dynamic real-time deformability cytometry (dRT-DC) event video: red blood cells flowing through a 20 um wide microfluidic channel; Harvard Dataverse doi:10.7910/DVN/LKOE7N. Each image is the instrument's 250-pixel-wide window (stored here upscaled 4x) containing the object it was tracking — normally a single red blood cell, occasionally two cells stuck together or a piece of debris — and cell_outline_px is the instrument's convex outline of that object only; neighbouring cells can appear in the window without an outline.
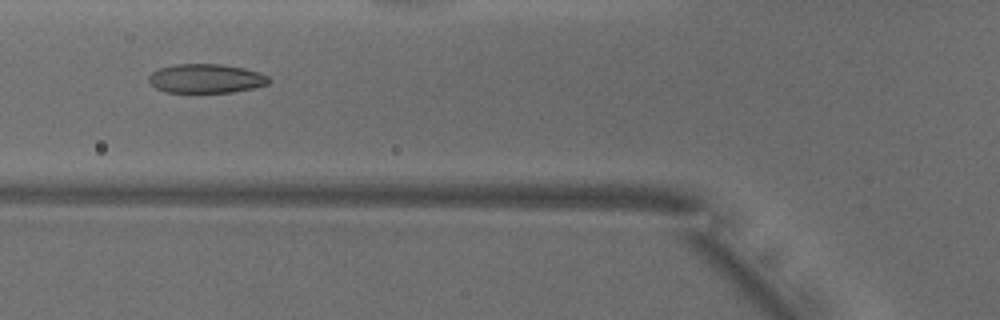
{"species": "common noctule bat (a hibernating species)", "species_latin": "Nyctalus noctula", "temperature_condition": "warm", "stored_images_in_passage": 41, "camera_frame_rate_fps": 3000, "um_per_image_px": 0.085, "animal": {"sex": "male", "body_mass_g": 18.8}, "frame": {"image": 1, "passage_image": 18, "time_ms": 5.667, "image_size_px": [1000, 320], "cell_outline_px": [[272, 80], [268, 84], [252, 88], [232, 92], [164, 92], [156, 88], [148, 80], [148, 76], [152, 72], [160, 68], [176, 64], [220, 64], [244, 68], [260, 72], [268, 76]], "centroid_in_image_um": [17.53, 6.67], "position_along_channel_um": 108.3, "area_um2": 20.35}}
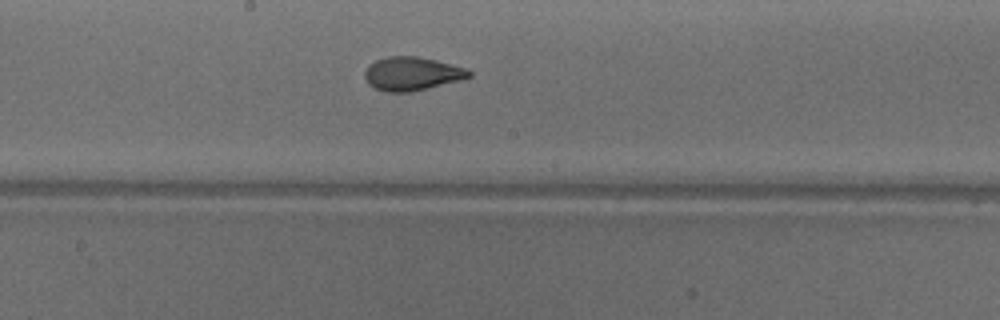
{"frame": {"image": 2, "passage_image": 26, "time_ms": 8.333, "image_size_px": [1000, 320], "cell_outline_px": [[472, 76], [460, 80], [412, 92], [384, 92], [368, 84], [364, 76], [364, 72], [368, 64], [376, 60], [388, 56], [420, 56], [468, 68], [472, 72]], "centroid_in_image_um": [35.02, 6.26], "position_along_channel_um": 213.2, "area_um2": 20.63}}
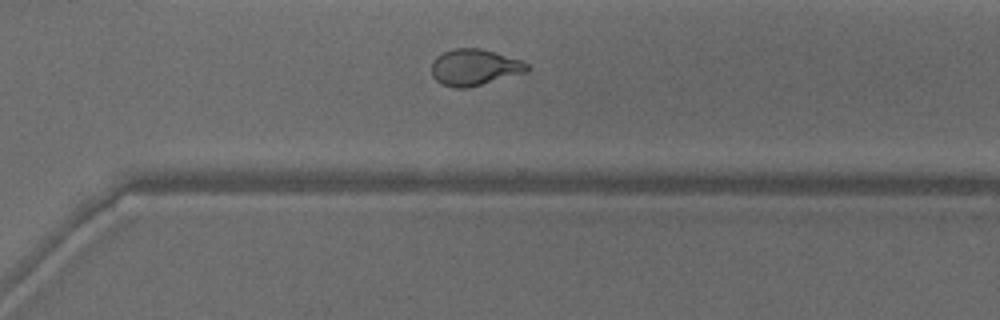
{"frame": {"image": 3, "passage_image": 35, "time_ms": 11.333, "image_size_px": [1000, 320], "cell_outline_px": [[532, 68], [528, 72], [464, 88], [456, 88], [440, 84], [432, 76], [432, 60], [436, 56], [452, 48], [480, 48], [524, 60]], "centroid_in_image_um": [40.35, 5.71], "position_along_channel_um": 330.2, "area_um2": 20.4}, "authors_computed_cell_mechanics": {"area_um2": 20.6346, "velocity_mm_per_s": 3.9096, "shape_relaxation_time_tau1_ms": 6.555, "shape_relaxation_time_tau2_ms": 0.9664, "deformation_change_tau1": 0.1934, "deformation_change_tau2": 0.0665}}